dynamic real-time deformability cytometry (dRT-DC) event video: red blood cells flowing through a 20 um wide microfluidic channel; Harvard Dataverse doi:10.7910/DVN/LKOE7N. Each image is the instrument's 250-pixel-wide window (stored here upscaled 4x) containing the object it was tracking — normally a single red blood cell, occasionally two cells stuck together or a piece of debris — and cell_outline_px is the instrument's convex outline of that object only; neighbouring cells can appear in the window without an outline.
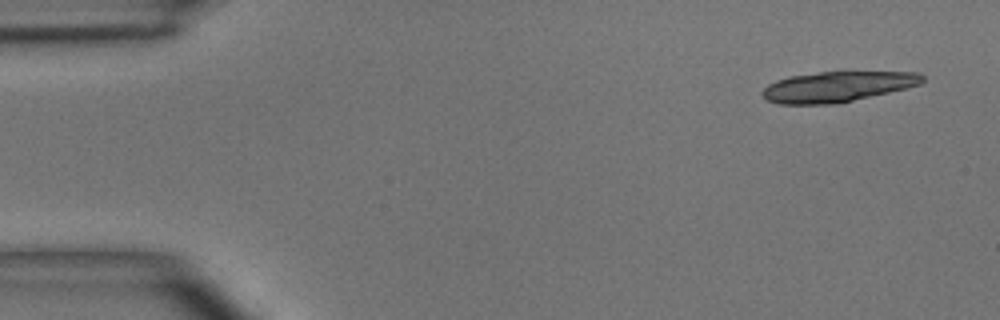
{"species": "common noctule bat (a hibernating species)", "species_latin": "Nyctalus noctula", "temperature_condition": "room temperature", "stored_images_in_passage": 4, "camera_frame_rate_fps": 3000, "um_per_image_px": 0.085, "animal": {"sex": "male", "body_mass_g": 15.6}, "frame": {"image": 1, "passage_image": 1, "time_ms": 0.0, "image_size_px": [1000, 320], "cell_outline_px": [[924, 80], [920, 84], [888, 92], [836, 104], [780, 104], [768, 100], [760, 92], [768, 84], [776, 80], [788, 76], [820, 72], [920, 72], [924, 76]], "centroid_in_image_um": [71.14, 7.36], "position_along_channel_um": 13.9, "area_um2": 28.15}}